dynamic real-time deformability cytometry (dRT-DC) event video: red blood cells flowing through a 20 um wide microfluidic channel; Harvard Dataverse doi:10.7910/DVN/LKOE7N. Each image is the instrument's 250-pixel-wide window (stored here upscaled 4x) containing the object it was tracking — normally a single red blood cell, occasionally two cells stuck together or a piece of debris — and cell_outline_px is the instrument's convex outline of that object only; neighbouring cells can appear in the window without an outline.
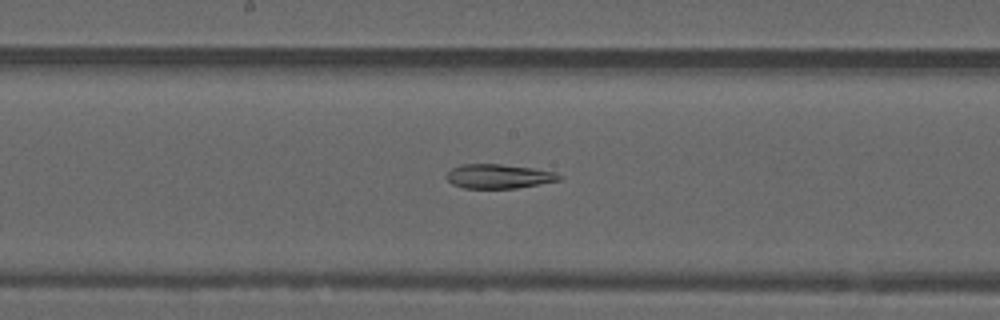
{"species": "common noctule bat (a hibernating species)", "species_latin": "Nyctalus noctula", "temperature_condition": "warm", "stored_images_in_passage": 54, "camera_frame_rate_fps": 3000, "um_per_image_px": 0.085, "animal": {"sex": "male", "forearm_length_mm": 52.5}, "frame": {"image": 1, "passage_image": 28, "time_ms": 9.0, "image_size_px": [1000, 320], "cell_outline_px": [[564, 176], [560, 180], [540, 184], [516, 188], [464, 188], [452, 184], [444, 176], [452, 168], [460, 164], [500, 164], [532, 168], [556, 172]], "centroid_in_image_um": [42.39, 14.98], "position_along_channel_um": 205.8, "area_um2": 16.01}}
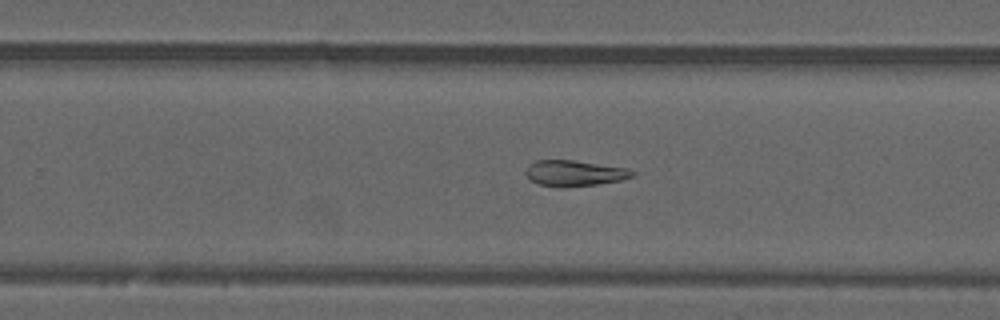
{"frame": {"image": 2, "passage_image": 34, "time_ms": 11.0, "image_size_px": [1000, 320], "cell_outline_px": [[636, 176], [620, 180], [596, 184], [564, 188], [556, 188], [540, 184], [528, 180], [524, 172], [528, 164], [536, 160], [572, 160], [628, 168], [636, 172]], "centroid_in_image_um": [48.79, 14.73], "position_along_channel_um": 281.0, "area_um2": 16.36}}
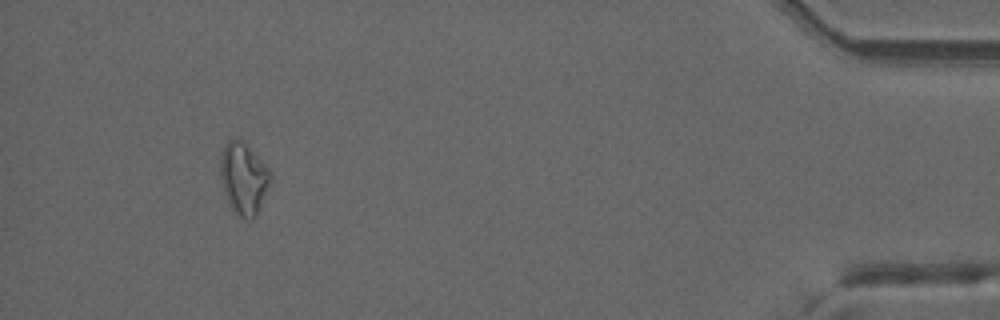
{"frame": {"image": 3, "passage_image": 50, "time_ms": 16.333, "image_size_px": [1000, 320], "cell_outline_px": [[272, 180], [256, 216], [248, 220], [232, 212], [224, 196], [220, 176], [220, 156], [224, 144], [228, 140], [244, 140], [272, 172]], "centroid_in_image_um": [20.7, 15.17], "position_along_channel_um": 414.5, "area_um2": 21.44}, "authors_computed_cell_mechanics": {"area_um2": 19.5653, "velocity_mm_per_s": 3.7721, "shape_relaxation_time_tau1_ms": null, "shape_relaxation_time_tau2_ms": 8.68, "deformation_change_tau1": null, "deformation_change_tau2": 0.1804}}